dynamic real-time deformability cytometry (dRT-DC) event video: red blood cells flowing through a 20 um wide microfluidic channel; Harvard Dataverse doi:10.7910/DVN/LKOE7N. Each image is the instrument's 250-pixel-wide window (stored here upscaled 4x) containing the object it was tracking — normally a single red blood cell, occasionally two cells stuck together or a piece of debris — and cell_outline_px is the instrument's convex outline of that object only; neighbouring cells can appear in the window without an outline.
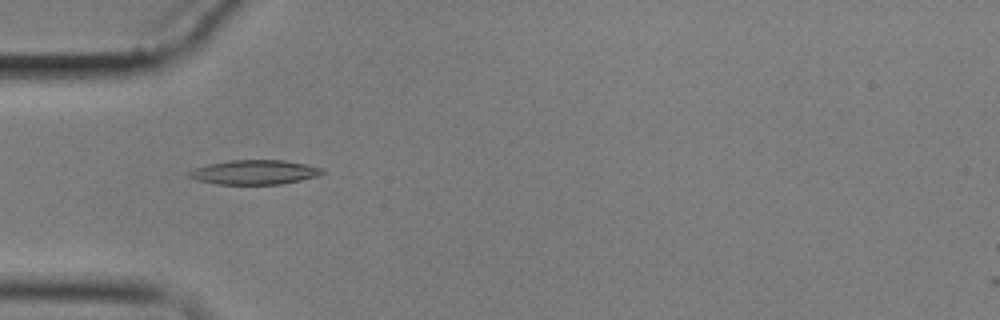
{"species": "common noctule bat (a hibernating species)", "species_latin": "Nyctalus noctula", "temperature_condition": "cold", "stored_images_in_passage": 8, "camera_frame_rate_fps": 3000, "um_per_image_px": 0.085, "animal": {"sex": "male", "body_mass_g": 17.9}, "frame": {"image": 1, "passage_image": 5, "time_ms": 4.667, "image_size_px": [1000, 320], "cell_outline_px": [[324, 172], [320, 176], [280, 184], [216, 184], [196, 180], [188, 176], [188, 172], [192, 168], [208, 164], [228, 160], [284, 160], [324, 168]], "centroid_in_image_um": [21.61, 14.63], "position_along_channel_um": 63.4, "area_um2": 19.07}}
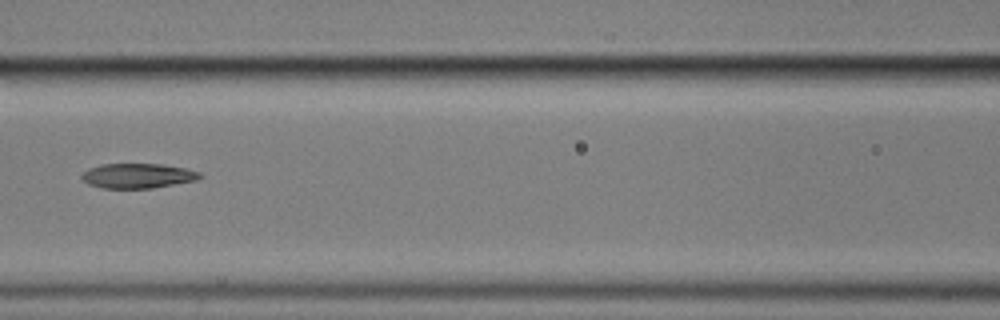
{"frame": {"image": 2, "passage_image": 7, "time_ms": 7.333, "image_size_px": [1000, 320], "cell_outline_px": [[204, 176], [196, 180], [152, 188], [100, 188], [88, 184], [80, 176], [88, 168], [100, 164], [164, 164], [188, 168], [200, 172]], "centroid_in_image_um": [11.72, 14.93], "position_along_channel_um": 154.9, "area_um2": 17.22}}
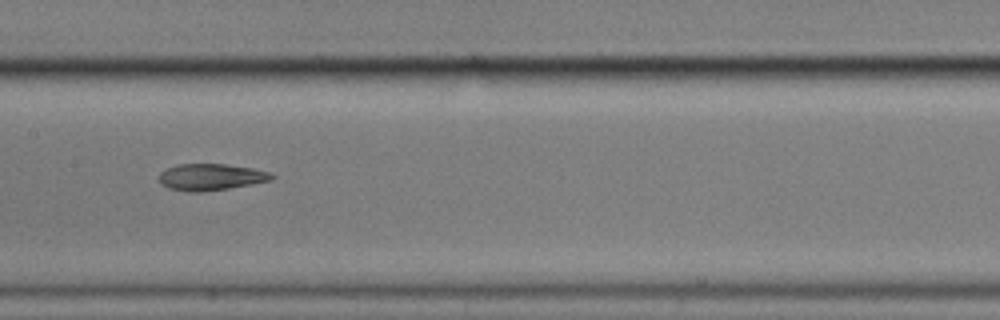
{"frame": {"image": 3, "passage_image": 8, "time_ms": 8.333, "image_size_px": [1000, 320], "cell_outline_px": [[276, 176], [272, 180], [252, 184], [228, 188], [200, 192], [188, 192], [168, 188], [160, 184], [160, 172], [176, 164], [224, 164], [252, 168], [268, 172]], "centroid_in_image_um": [17.91, 15.05], "position_along_channel_um": 189.5, "area_um2": 17.4}}